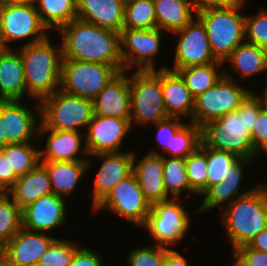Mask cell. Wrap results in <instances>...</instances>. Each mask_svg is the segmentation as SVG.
I'll use <instances>...</instances> for the list:
<instances>
[{
  "label": "cell",
  "mask_w": 267,
  "mask_h": 266,
  "mask_svg": "<svg viewBox=\"0 0 267 266\" xmlns=\"http://www.w3.org/2000/svg\"><path fill=\"white\" fill-rule=\"evenodd\" d=\"M49 37L38 43L16 47L24 65L27 95L37 101L60 88L62 45H53Z\"/></svg>",
  "instance_id": "277c9868"
},
{
  "label": "cell",
  "mask_w": 267,
  "mask_h": 266,
  "mask_svg": "<svg viewBox=\"0 0 267 266\" xmlns=\"http://www.w3.org/2000/svg\"><path fill=\"white\" fill-rule=\"evenodd\" d=\"M163 156V183L167 194L171 198H181L183 192L193 194L189 186L186 161L182 157H167Z\"/></svg>",
  "instance_id": "836d02e7"
},
{
  "label": "cell",
  "mask_w": 267,
  "mask_h": 266,
  "mask_svg": "<svg viewBox=\"0 0 267 266\" xmlns=\"http://www.w3.org/2000/svg\"><path fill=\"white\" fill-rule=\"evenodd\" d=\"M22 102L24 103L25 101H2V121L7 144L33 142V140L35 141L36 138H39L41 124L40 101L36 102V106H34L35 112Z\"/></svg>",
  "instance_id": "2e32d148"
},
{
  "label": "cell",
  "mask_w": 267,
  "mask_h": 266,
  "mask_svg": "<svg viewBox=\"0 0 267 266\" xmlns=\"http://www.w3.org/2000/svg\"><path fill=\"white\" fill-rule=\"evenodd\" d=\"M262 108L260 99L252 91L236 111L201 126V144L238 157L256 158L251 132Z\"/></svg>",
  "instance_id": "7a4b0ae2"
},
{
  "label": "cell",
  "mask_w": 267,
  "mask_h": 266,
  "mask_svg": "<svg viewBox=\"0 0 267 266\" xmlns=\"http://www.w3.org/2000/svg\"><path fill=\"white\" fill-rule=\"evenodd\" d=\"M0 266H13L4 253L0 255Z\"/></svg>",
  "instance_id": "11a10c76"
},
{
  "label": "cell",
  "mask_w": 267,
  "mask_h": 266,
  "mask_svg": "<svg viewBox=\"0 0 267 266\" xmlns=\"http://www.w3.org/2000/svg\"><path fill=\"white\" fill-rule=\"evenodd\" d=\"M156 28L164 32L183 29L197 15L190 0H153Z\"/></svg>",
  "instance_id": "83f0119b"
},
{
  "label": "cell",
  "mask_w": 267,
  "mask_h": 266,
  "mask_svg": "<svg viewBox=\"0 0 267 266\" xmlns=\"http://www.w3.org/2000/svg\"><path fill=\"white\" fill-rule=\"evenodd\" d=\"M133 153L134 151L97 153L91 155V158L88 157V169L94 163L92 161L95 160L94 158L102 160L93 181L91 210L108 195L119 181L133 172Z\"/></svg>",
  "instance_id": "9a60e30c"
},
{
  "label": "cell",
  "mask_w": 267,
  "mask_h": 266,
  "mask_svg": "<svg viewBox=\"0 0 267 266\" xmlns=\"http://www.w3.org/2000/svg\"><path fill=\"white\" fill-rule=\"evenodd\" d=\"M3 245L0 243V255L3 253Z\"/></svg>",
  "instance_id": "91938a15"
},
{
  "label": "cell",
  "mask_w": 267,
  "mask_h": 266,
  "mask_svg": "<svg viewBox=\"0 0 267 266\" xmlns=\"http://www.w3.org/2000/svg\"><path fill=\"white\" fill-rule=\"evenodd\" d=\"M245 42L267 49V10L245 15Z\"/></svg>",
  "instance_id": "b9f144b4"
},
{
  "label": "cell",
  "mask_w": 267,
  "mask_h": 266,
  "mask_svg": "<svg viewBox=\"0 0 267 266\" xmlns=\"http://www.w3.org/2000/svg\"><path fill=\"white\" fill-rule=\"evenodd\" d=\"M18 176L9 166L8 158L0 151V192H7L15 183Z\"/></svg>",
  "instance_id": "c3c4849f"
},
{
  "label": "cell",
  "mask_w": 267,
  "mask_h": 266,
  "mask_svg": "<svg viewBox=\"0 0 267 266\" xmlns=\"http://www.w3.org/2000/svg\"><path fill=\"white\" fill-rule=\"evenodd\" d=\"M120 72L92 100L93 113L131 120L129 74Z\"/></svg>",
  "instance_id": "ffe728a7"
},
{
  "label": "cell",
  "mask_w": 267,
  "mask_h": 266,
  "mask_svg": "<svg viewBox=\"0 0 267 266\" xmlns=\"http://www.w3.org/2000/svg\"><path fill=\"white\" fill-rule=\"evenodd\" d=\"M118 74L110 65L63 59L59 89L93 100Z\"/></svg>",
  "instance_id": "8fae6325"
},
{
  "label": "cell",
  "mask_w": 267,
  "mask_h": 266,
  "mask_svg": "<svg viewBox=\"0 0 267 266\" xmlns=\"http://www.w3.org/2000/svg\"><path fill=\"white\" fill-rule=\"evenodd\" d=\"M244 180H225L222 179L219 183L209 186L201 196L203 198L200 206L195 210V215L203 212H209L210 210L216 207L225 208L231 202H233L236 198L242 197L248 193H250L255 187L252 189H247L243 192L241 189V183Z\"/></svg>",
  "instance_id": "4dcf8cb0"
},
{
  "label": "cell",
  "mask_w": 267,
  "mask_h": 266,
  "mask_svg": "<svg viewBox=\"0 0 267 266\" xmlns=\"http://www.w3.org/2000/svg\"><path fill=\"white\" fill-rule=\"evenodd\" d=\"M80 247L76 241L57 238L42 254L39 263L44 266H69Z\"/></svg>",
  "instance_id": "ab89813d"
},
{
  "label": "cell",
  "mask_w": 267,
  "mask_h": 266,
  "mask_svg": "<svg viewBox=\"0 0 267 266\" xmlns=\"http://www.w3.org/2000/svg\"><path fill=\"white\" fill-rule=\"evenodd\" d=\"M40 107L41 123L55 130L81 132L82 128L87 129L94 115L92 100L61 89L43 98Z\"/></svg>",
  "instance_id": "52a82bcc"
},
{
  "label": "cell",
  "mask_w": 267,
  "mask_h": 266,
  "mask_svg": "<svg viewBox=\"0 0 267 266\" xmlns=\"http://www.w3.org/2000/svg\"><path fill=\"white\" fill-rule=\"evenodd\" d=\"M38 147L33 142L12 143L0 148V151L8 158L9 166L14 173L20 177L40 163V149Z\"/></svg>",
  "instance_id": "d6a6232c"
},
{
  "label": "cell",
  "mask_w": 267,
  "mask_h": 266,
  "mask_svg": "<svg viewBox=\"0 0 267 266\" xmlns=\"http://www.w3.org/2000/svg\"><path fill=\"white\" fill-rule=\"evenodd\" d=\"M249 248L258 249L263 252H267V227L256 235L247 244Z\"/></svg>",
  "instance_id": "816d5d0a"
},
{
  "label": "cell",
  "mask_w": 267,
  "mask_h": 266,
  "mask_svg": "<svg viewBox=\"0 0 267 266\" xmlns=\"http://www.w3.org/2000/svg\"><path fill=\"white\" fill-rule=\"evenodd\" d=\"M14 49H0V101L23 100L27 94L23 61Z\"/></svg>",
  "instance_id": "603a6c76"
},
{
  "label": "cell",
  "mask_w": 267,
  "mask_h": 266,
  "mask_svg": "<svg viewBox=\"0 0 267 266\" xmlns=\"http://www.w3.org/2000/svg\"><path fill=\"white\" fill-rule=\"evenodd\" d=\"M131 129L130 120L93 115L87 132H83L89 157L97 153L121 152L125 135Z\"/></svg>",
  "instance_id": "e0dca14e"
},
{
  "label": "cell",
  "mask_w": 267,
  "mask_h": 266,
  "mask_svg": "<svg viewBox=\"0 0 267 266\" xmlns=\"http://www.w3.org/2000/svg\"><path fill=\"white\" fill-rule=\"evenodd\" d=\"M173 34L178 37V43L175 44L174 66L167 69L176 71L184 67L203 66L218 61L211 51L205 25L197 15L183 29Z\"/></svg>",
  "instance_id": "5bb4252c"
},
{
  "label": "cell",
  "mask_w": 267,
  "mask_h": 266,
  "mask_svg": "<svg viewBox=\"0 0 267 266\" xmlns=\"http://www.w3.org/2000/svg\"><path fill=\"white\" fill-rule=\"evenodd\" d=\"M233 266H267V252L243 245L232 251Z\"/></svg>",
  "instance_id": "7bdbcfd3"
},
{
  "label": "cell",
  "mask_w": 267,
  "mask_h": 266,
  "mask_svg": "<svg viewBox=\"0 0 267 266\" xmlns=\"http://www.w3.org/2000/svg\"><path fill=\"white\" fill-rule=\"evenodd\" d=\"M163 30L158 28L146 30L122 29L120 33L121 58L124 71L157 70L155 58L159 55Z\"/></svg>",
  "instance_id": "4fadbf2b"
},
{
  "label": "cell",
  "mask_w": 267,
  "mask_h": 266,
  "mask_svg": "<svg viewBox=\"0 0 267 266\" xmlns=\"http://www.w3.org/2000/svg\"><path fill=\"white\" fill-rule=\"evenodd\" d=\"M133 173L137 178L145 199L152 205L169 200L163 183V156L154 148L139 161L133 153Z\"/></svg>",
  "instance_id": "44dd1931"
},
{
  "label": "cell",
  "mask_w": 267,
  "mask_h": 266,
  "mask_svg": "<svg viewBox=\"0 0 267 266\" xmlns=\"http://www.w3.org/2000/svg\"><path fill=\"white\" fill-rule=\"evenodd\" d=\"M157 70L133 71L129 76L131 98V127L156 124L168 118L162 93V68Z\"/></svg>",
  "instance_id": "5b68a950"
},
{
  "label": "cell",
  "mask_w": 267,
  "mask_h": 266,
  "mask_svg": "<svg viewBox=\"0 0 267 266\" xmlns=\"http://www.w3.org/2000/svg\"><path fill=\"white\" fill-rule=\"evenodd\" d=\"M201 144V127L193 122H185L171 138L170 148L164 152L167 157L186 158L193 153Z\"/></svg>",
  "instance_id": "d590c367"
},
{
  "label": "cell",
  "mask_w": 267,
  "mask_h": 266,
  "mask_svg": "<svg viewBox=\"0 0 267 266\" xmlns=\"http://www.w3.org/2000/svg\"><path fill=\"white\" fill-rule=\"evenodd\" d=\"M256 158L237 157L230 165V174L226 180H242L244 177L245 166L253 164Z\"/></svg>",
  "instance_id": "681fc988"
},
{
  "label": "cell",
  "mask_w": 267,
  "mask_h": 266,
  "mask_svg": "<svg viewBox=\"0 0 267 266\" xmlns=\"http://www.w3.org/2000/svg\"><path fill=\"white\" fill-rule=\"evenodd\" d=\"M111 212L121 219L141 228L150 213L151 204L145 199L136 176L132 172L119 181L108 195L92 210Z\"/></svg>",
  "instance_id": "7c38bea8"
},
{
  "label": "cell",
  "mask_w": 267,
  "mask_h": 266,
  "mask_svg": "<svg viewBox=\"0 0 267 266\" xmlns=\"http://www.w3.org/2000/svg\"><path fill=\"white\" fill-rule=\"evenodd\" d=\"M242 7L209 9L197 13L204 23L211 51L223 62L245 42V15Z\"/></svg>",
  "instance_id": "8992f818"
},
{
  "label": "cell",
  "mask_w": 267,
  "mask_h": 266,
  "mask_svg": "<svg viewBox=\"0 0 267 266\" xmlns=\"http://www.w3.org/2000/svg\"><path fill=\"white\" fill-rule=\"evenodd\" d=\"M6 193L21 209L25 208L41 196L53 193L48 171L39 163L34 169L18 177Z\"/></svg>",
  "instance_id": "484cf974"
},
{
  "label": "cell",
  "mask_w": 267,
  "mask_h": 266,
  "mask_svg": "<svg viewBox=\"0 0 267 266\" xmlns=\"http://www.w3.org/2000/svg\"><path fill=\"white\" fill-rule=\"evenodd\" d=\"M226 63L243 81L249 80L251 76L267 72V49L244 42L223 61Z\"/></svg>",
  "instance_id": "f1b7e54d"
},
{
  "label": "cell",
  "mask_w": 267,
  "mask_h": 266,
  "mask_svg": "<svg viewBox=\"0 0 267 266\" xmlns=\"http://www.w3.org/2000/svg\"><path fill=\"white\" fill-rule=\"evenodd\" d=\"M232 75V73L224 70V75L214 86L194 99L192 116L194 124L201 127L209 121L219 119L227 113L236 111L253 91L246 85H238Z\"/></svg>",
  "instance_id": "9c48e42d"
},
{
  "label": "cell",
  "mask_w": 267,
  "mask_h": 266,
  "mask_svg": "<svg viewBox=\"0 0 267 266\" xmlns=\"http://www.w3.org/2000/svg\"><path fill=\"white\" fill-rule=\"evenodd\" d=\"M263 86L265 87L264 90H261L263 95L257 93L256 96L260 99L263 108L267 109V83L264 82Z\"/></svg>",
  "instance_id": "db71d44e"
},
{
  "label": "cell",
  "mask_w": 267,
  "mask_h": 266,
  "mask_svg": "<svg viewBox=\"0 0 267 266\" xmlns=\"http://www.w3.org/2000/svg\"><path fill=\"white\" fill-rule=\"evenodd\" d=\"M258 184L250 193L221 209V224L232 244V251L247 245L267 227V182Z\"/></svg>",
  "instance_id": "3957f363"
},
{
  "label": "cell",
  "mask_w": 267,
  "mask_h": 266,
  "mask_svg": "<svg viewBox=\"0 0 267 266\" xmlns=\"http://www.w3.org/2000/svg\"><path fill=\"white\" fill-rule=\"evenodd\" d=\"M7 145V138L4 132V123L2 121V101H0V148Z\"/></svg>",
  "instance_id": "f5cc1de1"
},
{
  "label": "cell",
  "mask_w": 267,
  "mask_h": 266,
  "mask_svg": "<svg viewBox=\"0 0 267 266\" xmlns=\"http://www.w3.org/2000/svg\"><path fill=\"white\" fill-rule=\"evenodd\" d=\"M44 135L47 138L45 147L40 148V161H88L85 158L89 155L82 132L49 129L41 123L39 139L40 136L44 138Z\"/></svg>",
  "instance_id": "d6986e66"
},
{
  "label": "cell",
  "mask_w": 267,
  "mask_h": 266,
  "mask_svg": "<svg viewBox=\"0 0 267 266\" xmlns=\"http://www.w3.org/2000/svg\"><path fill=\"white\" fill-rule=\"evenodd\" d=\"M184 199L170 198L151 205L146 223L141 227L149 232L156 245L171 246L183 241L191 228V213L182 204Z\"/></svg>",
  "instance_id": "30bf717a"
},
{
  "label": "cell",
  "mask_w": 267,
  "mask_h": 266,
  "mask_svg": "<svg viewBox=\"0 0 267 266\" xmlns=\"http://www.w3.org/2000/svg\"><path fill=\"white\" fill-rule=\"evenodd\" d=\"M11 1L18 2V3H24V4L36 5L39 0H11Z\"/></svg>",
  "instance_id": "9f6ffc18"
},
{
  "label": "cell",
  "mask_w": 267,
  "mask_h": 266,
  "mask_svg": "<svg viewBox=\"0 0 267 266\" xmlns=\"http://www.w3.org/2000/svg\"><path fill=\"white\" fill-rule=\"evenodd\" d=\"M35 6L42 23L49 31H58L77 18L76 0H39Z\"/></svg>",
  "instance_id": "1f68e13d"
},
{
  "label": "cell",
  "mask_w": 267,
  "mask_h": 266,
  "mask_svg": "<svg viewBox=\"0 0 267 266\" xmlns=\"http://www.w3.org/2000/svg\"><path fill=\"white\" fill-rule=\"evenodd\" d=\"M57 238L45 232L21 228L3 247V253L13 266H28L38 263L42 254Z\"/></svg>",
  "instance_id": "7402d4cb"
},
{
  "label": "cell",
  "mask_w": 267,
  "mask_h": 266,
  "mask_svg": "<svg viewBox=\"0 0 267 266\" xmlns=\"http://www.w3.org/2000/svg\"><path fill=\"white\" fill-rule=\"evenodd\" d=\"M48 31L35 5L0 1V41L3 48H12V42L26 39L21 46L38 43L49 36Z\"/></svg>",
  "instance_id": "ba28073f"
},
{
  "label": "cell",
  "mask_w": 267,
  "mask_h": 266,
  "mask_svg": "<svg viewBox=\"0 0 267 266\" xmlns=\"http://www.w3.org/2000/svg\"><path fill=\"white\" fill-rule=\"evenodd\" d=\"M164 266H189V263L179 251L167 247V254Z\"/></svg>",
  "instance_id": "f907efd6"
},
{
  "label": "cell",
  "mask_w": 267,
  "mask_h": 266,
  "mask_svg": "<svg viewBox=\"0 0 267 266\" xmlns=\"http://www.w3.org/2000/svg\"><path fill=\"white\" fill-rule=\"evenodd\" d=\"M127 262L130 266H164L167 247L150 244L128 251Z\"/></svg>",
  "instance_id": "60d3db41"
},
{
  "label": "cell",
  "mask_w": 267,
  "mask_h": 266,
  "mask_svg": "<svg viewBox=\"0 0 267 266\" xmlns=\"http://www.w3.org/2000/svg\"><path fill=\"white\" fill-rule=\"evenodd\" d=\"M162 93L166 113L169 117H189L192 122L194 97L185 86L181 76L167 68H162Z\"/></svg>",
  "instance_id": "d4e9b609"
},
{
  "label": "cell",
  "mask_w": 267,
  "mask_h": 266,
  "mask_svg": "<svg viewBox=\"0 0 267 266\" xmlns=\"http://www.w3.org/2000/svg\"><path fill=\"white\" fill-rule=\"evenodd\" d=\"M238 156L227 151L207 148V188L230 174V165Z\"/></svg>",
  "instance_id": "f35d334b"
},
{
  "label": "cell",
  "mask_w": 267,
  "mask_h": 266,
  "mask_svg": "<svg viewBox=\"0 0 267 266\" xmlns=\"http://www.w3.org/2000/svg\"><path fill=\"white\" fill-rule=\"evenodd\" d=\"M184 123L180 118L168 117L153 124L157 129L155 139L158 142V148L163 151L170 148L171 138Z\"/></svg>",
  "instance_id": "ee69618b"
},
{
  "label": "cell",
  "mask_w": 267,
  "mask_h": 266,
  "mask_svg": "<svg viewBox=\"0 0 267 266\" xmlns=\"http://www.w3.org/2000/svg\"><path fill=\"white\" fill-rule=\"evenodd\" d=\"M66 204L65 198L54 193L41 196L22 209V228L50 233L53 229L65 225L68 220Z\"/></svg>",
  "instance_id": "ac0fdd59"
},
{
  "label": "cell",
  "mask_w": 267,
  "mask_h": 266,
  "mask_svg": "<svg viewBox=\"0 0 267 266\" xmlns=\"http://www.w3.org/2000/svg\"><path fill=\"white\" fill-rule=\"evenodd\" d=\"M48 171L52 192L62 198L72 196L88 171L87 161H40Z\"/></svg>",
  "instance_id": "4316f807"
},
{
  "label": "cell",
  "mask_w": 267,
  "mask_h": 266,
  "mask_svg": "<svg viewBox=\"0 0 267 266\" xmlns=\"http://www.w3.org/2000/svg\"><path fill=\"white\" fill-rule=\"evenodd\" d=\"M126 0H76L77 18L121 33Z\"/></svg>",
  "instance_id": "cb8c5ba5"
},
{
  "label": "cell",
  "mask_w": 267,
  "mask_h": 266,
  "mask_svg": "<svg viewBox=\"0 0 267 266\" xmlns=\"http://www.w3.org/2000/svg\"><path fill=\"white\" fill-rule=\"evenodd\" d=\"M58 33L63 59L106 64L119 73L124 71L120 33L78 18L62 26Z\"/></svg>",
  "instance_id": "6da1fadb"
},
{
  "label": "cell",
  "mask_w": 267,
  "mask_h": 266,
  "mask_svg": "<svg viewBox=\"0 0 267 266\" xmlns=\"http://www.w3.org/2000/svg\"><path fill=\"white\" fill-rule=\"evenodd\" d=\"M103 257L90 247H80L69 266H104Z\"/></svg>",
  "instance_id": "f6af8a7d"
},
{
  "label": "cell",
  "mask_w": 267,
  "mask_h": 266,
  "mask_svg": "<svg viewBox=\"0 0 267 266\" xmlns=\"http://www.w3.org/2000/svg\"><path fill=\"white\" fill-rule=\"evenodd\" d=\"M251 136L254 150L258 152L267 142V109L259 111Z\"/></svg>",
  "instance_id": "bcb514c9"
},
{
  "label": "cell",
  "mask_w": 267,
  "mask_h": 266,
  "mask_svg": "<svg viewBox=\"0 0 267 266\" xmlns=\"http://www.w3.org/2000/svg\"><path fill=\"white\" fill-rule=\"evenodd\" d=\"M22 228V209L5 192H0V243L5 246Z\"/></svg>",
  "instance_id": "8d00e7d4"
},
{
  "label": "cell",
  "mask_w": 267,
  "mask_h": 266,
  "mask_svg": "<svg viewBox=\"0 0 267 266\" xmlns=\"http://www.w3.org/2000/svg\"><path fill=\"white\" fill-rule=\"evenodd\" d=\"M156 28L153 0H126L123 29L146 30Z\"/></svg>",
  "instance_id": "e575fe53"
},
{
  "label": "cell",
  "mask_w": 267,
  "mask_h": 266,
  "mask_svg": "<svg viewBox=\"0 0 267 266\" xmlns=\"http://www.w3.org/2000/svg\"><path fill=\"white\" fill-rule=\"evenodd\" d=\"M28 266H44V265H42V264H40V263L38 262V263L30 264V265H28Z\"/></svg>",
  "instance_id": "680465c9"
},
{
  "label": "cell",
  "mask_w": 267,
  "mask_h": 266,
  "mask_svg": "<svg viewBox=\"0 0 267 266\" xmlns=\"http://www.w3.org/2000/svg\"><path fill=\"white\" fill-rule=\"evenodd\" d=\"M246 0H190L196 13L202 12L209 9L219 8H234L243 7L245 8Z\"/></svg>",
  "instance_id": "7dc6e473"
},
{
  "label": "cell",
  "mask_w": 267,
  "mask_h": 266,
  "mask_svg": "<svg viewBox=\"0 0 267 266\" xmlns=\"http://www.w3.org/2000/svg\"><path fill=\"white\" fill-rule=\"evenodd\" d=\"M189 186L193 195L201 197L207 189V147L202 144L185 158Z\"/></svg>",
  "instance_id": "74e56055"
},
{
  "label": "cell",
  "mask_w": 267,
  "mask_h": 266,
  "mask_svg": "<svg viewBox=\"0 0 267 266\" xmlns=\"http://www.w3.org/2000/svg\"><path fill=\"white\" fill-rule=\"evenodd\" d=\"M262 151L267 153V142L266 144L256 153V158H258L259 154L262 153Z\"/></svg>",
  "instance_id": "6f0895ef"
},
{
  "label": "cell",
  "mask_w": 267,
  "mask_h": 266,
  "mask_svg": "<svg viewBox=\"0 0 267 266\" xmlns=\"http://www.w3.org/2000/svg\"><path fill=\"white\" fill-rule=\"evenodd\" d=\"M223 65V62L217 61L203 66L184 67L176 72L181 76L192 96L196 98L222 78L224 75V71H221V68H224Z\"/></svg>",
  "instance_id": "f546056e"
}]
</instances>
